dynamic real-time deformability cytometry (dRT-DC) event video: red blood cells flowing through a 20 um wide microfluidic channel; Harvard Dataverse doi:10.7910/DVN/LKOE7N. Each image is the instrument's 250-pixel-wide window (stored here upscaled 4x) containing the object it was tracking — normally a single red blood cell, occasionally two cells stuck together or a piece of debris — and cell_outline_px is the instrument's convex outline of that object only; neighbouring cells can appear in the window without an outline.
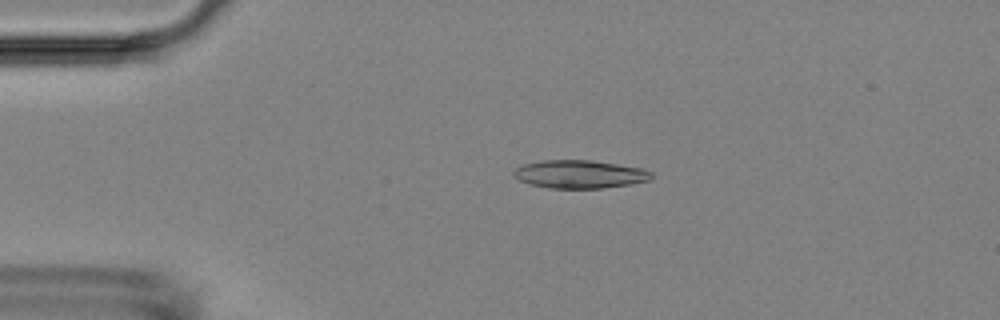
{"species": "Egyptian fruit bat (a non-hibernating species)", "species_latin": "Rousettus aegyptiacus", "temperature_condition": "room temperature", "stored_images_in_passage": 48, "camera_frame_rate_fps": 3000, "um_per_image_px": 0.085, "animal": {"sex": "female"}, "frame": {"image": 1, "passage_image": 6, "time_ms": 1.667, "image_size_px": [1000, 320], "cell_outline_px": [[652, 180], [604, 188], [548, 188], [528, 184], [512, 176], [512, 172], [520, 164], [540, 160], [592, 160], [644, 168], [652, 172]], "centroid_in_image_um": [49.24, 14.8], "position_along_channel_um": 35.8, "area_um2": 22.89}}
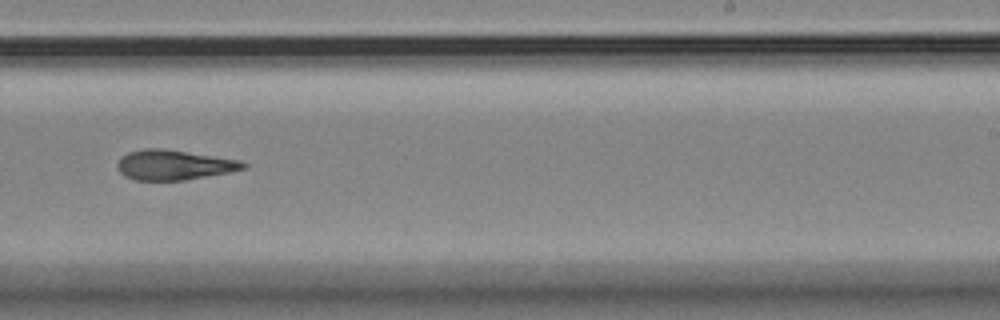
{"frame": {"image": 2, "passage_image": 28, "time_ms": 9.0, "image_size_px": [1000, 320], "cell_outline_px": [[248, 168], [232, 172], [184, 180], [136, 180], [124, 176], [116, 168], [116, 164], [120, 156], [128, 152], [144, 148], [160, 148], [240, 160], [248, 164]], "centroid_in_image_um": [14.77, 14.02], "position_along_channel_um": 274.2, "area_um2": 22.14}}
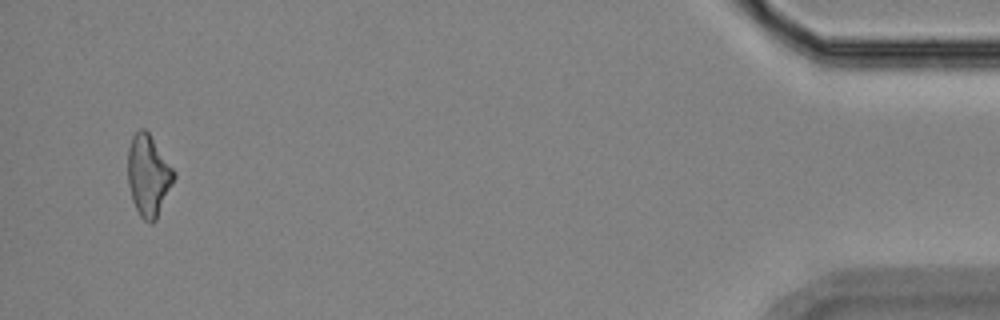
{"frame": {"image": 3, "passage_image": 46, "time_ms": 15.0, "image_size_px": [1000, 320], "cell_outline_px": [[176, 176], [156, 220], [152, 224], [148, 224], [140, 216], [132, 200], [128, 184], [128, 148], [132, 136], [140, 128], [144, 128], [148, 132], [176, 172]], "centroid_in_image_um": [12.61, 14.93], "position_along_channel_um": 422.6, "area_um2": 21.85}, "authors_computed_cell_mechanics": {"area_um2": 22.1085, "velocity_mm_per_s": 3.7447, "shape_relaxation_time_tau1_ms": 10.416, "shape_relaxation_time_tau2_ms": 6.3087, "deformation_change_tau1": 0.2458, "deformation_change_tau2": 0.1808}}